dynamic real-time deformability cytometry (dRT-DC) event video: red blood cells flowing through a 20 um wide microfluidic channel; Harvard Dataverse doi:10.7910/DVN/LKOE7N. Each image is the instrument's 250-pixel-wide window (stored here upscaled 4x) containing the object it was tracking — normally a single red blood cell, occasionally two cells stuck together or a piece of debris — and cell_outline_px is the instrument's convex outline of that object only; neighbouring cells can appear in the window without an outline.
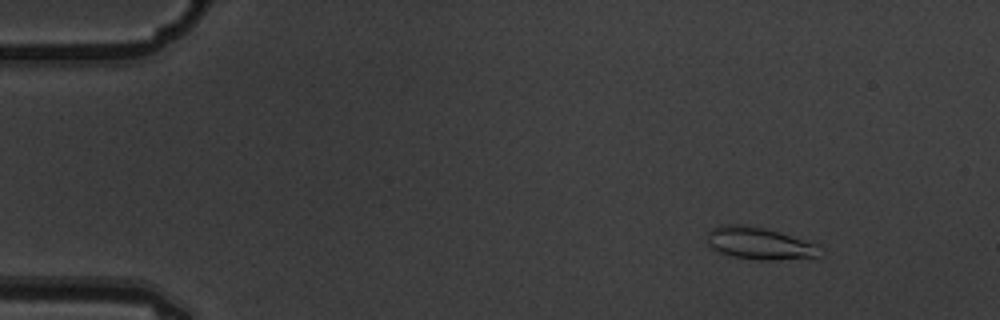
{"species": "common noctule bat (a hibernating species)", "species_latin": "Nyctalus noctula", "temperature_condition": "warm", "stored_images_in_passage": 5, "camera_frame_rate_fps": 3000, "um_per_image_px": 0.085, "animal": {"sex": "male", "body_mass_g": 19.5, "forearm_length_mm": 54.6}, "frame": {"image": 1, "passage_image": 1, "time_ms": 0.0, "image_size_px": [1000, 320], "cell_outline_px": [[820, 256], [772, 260], [756, 260], [732, 256], [720, 252], [712, 248], [708, 244], [708, 232], [712, 228], [720, 224], [740, 224], [764, 228], [820, 244]], "centroid_in_image_um": [64.55, 20.68], "position_along_channel_um": 20.5, "area_um2": 21.1}}
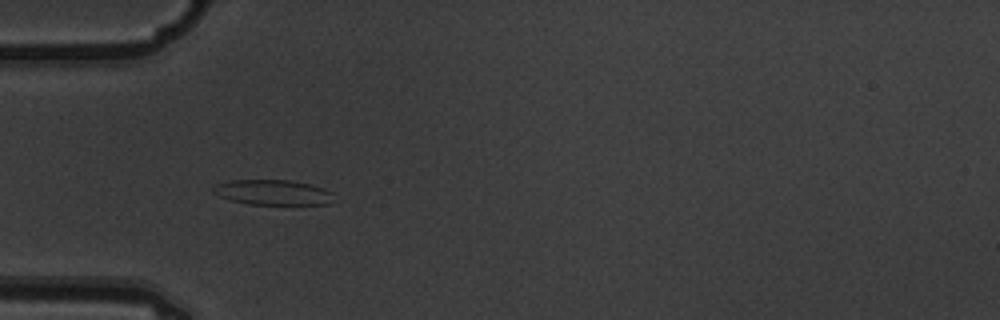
{"frame": {"image": 2, "passage_image": 4, "time_ms": 1.0, "image_size_px": [1000, 320], "cell_outline_px": [[332, 192], [328, 204], [248, 204], [232, 200], [220, 196], [212, 192], [212, 188], [216, 184], [228, 180], [288, 180], [308, 184], [324, 188]], "centroid_in_image_um": [23.13, 16.34], "position_along_channel_um": 61.9, "area_um2": 17.4}}